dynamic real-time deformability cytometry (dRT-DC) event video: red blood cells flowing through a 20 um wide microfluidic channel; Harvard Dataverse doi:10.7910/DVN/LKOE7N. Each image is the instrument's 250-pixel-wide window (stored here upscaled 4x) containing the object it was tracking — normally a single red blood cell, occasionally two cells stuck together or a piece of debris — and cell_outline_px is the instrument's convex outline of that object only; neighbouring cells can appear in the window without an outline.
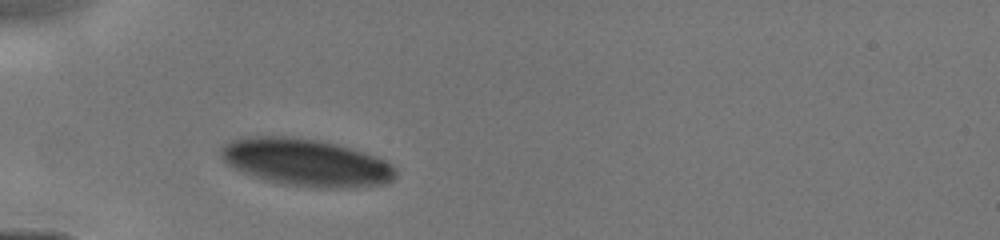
{"species": "human", "species_latin": "Homo sapiens", "temperature_condition": "cold", "stored_images_in_passage": 26, "camera_frame_rate_fps": 3000, "um_per_image_px": 0.085, "donor": {"sex": "male"}, "frame": {"image": 1, "passage_image": 1, "time_ms": 0.0, "image_size_px": [1000, 240], "cell_outline_px": [[400, 172], [388, 184], [352, 188], [312, 188], [284, 184], [264, 180], [232, 168], [220, 156], [220, 148], [224, 144], [232, 140], [244, 136], [292, 136], [320, 140], [352, 148], [376, 156], [392, 164]], "centroid_in_image_um": [26.05, 13.81], "position_along_channel_um": 59.0, "area_um2": 49.01}}
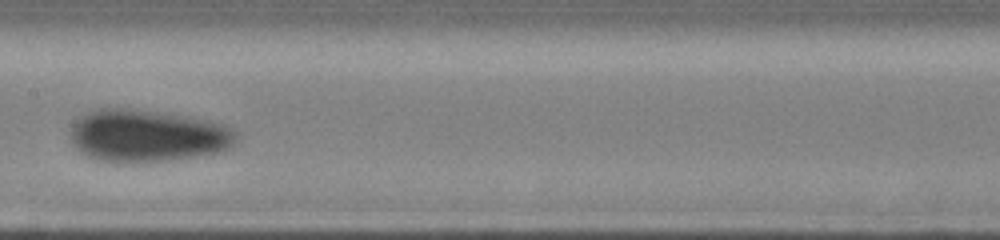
{"frame": {"image": 2, "passage_image": 13, "time_ms": 3.333, "image_size_px": [1000, 240], "cell_outline_px": [[236, 140], [228, 148], [220, 152], [196, 156], [168, 160], [124, 164], [96, 160], [80, 152], [76, 148], [68, 136], [68, 128], [76, 120], [88, 112], [100, 108], [128, 108], [184, 116], [208, 120], [224, 124], [236, 132]], "centroid_in_image_um": [12.45, 11.56], "position_along_channel_um": 195.0, "area_um2": 50.92}}
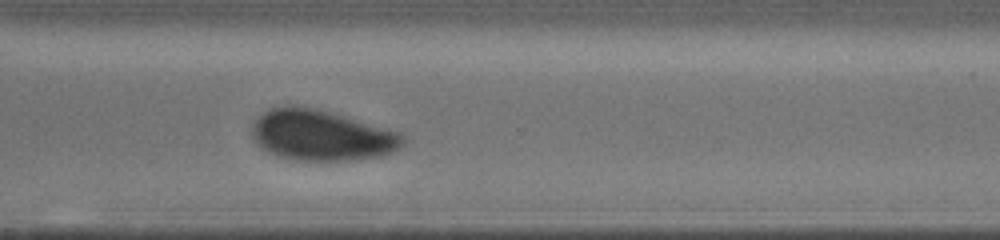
{"frame": {"image": 3, "passage_image": 25, "time_ms": 6.667, "image_size_px": [1000, 240], "cell_outline_px": [[404, 144], [392, 152], [380, 156], [348, 160], [296, 160], [276, 156], [260, 148], [256, 144], [252, 132], [256, 120], [264, 112], [272, 108], [288, 104], [328, 112], [400, 132], [404, 136]], "centroid_in_image_um": [27.3, 11.52], "position_along_channel_um": 343.3, "area_um2": 43.93}}